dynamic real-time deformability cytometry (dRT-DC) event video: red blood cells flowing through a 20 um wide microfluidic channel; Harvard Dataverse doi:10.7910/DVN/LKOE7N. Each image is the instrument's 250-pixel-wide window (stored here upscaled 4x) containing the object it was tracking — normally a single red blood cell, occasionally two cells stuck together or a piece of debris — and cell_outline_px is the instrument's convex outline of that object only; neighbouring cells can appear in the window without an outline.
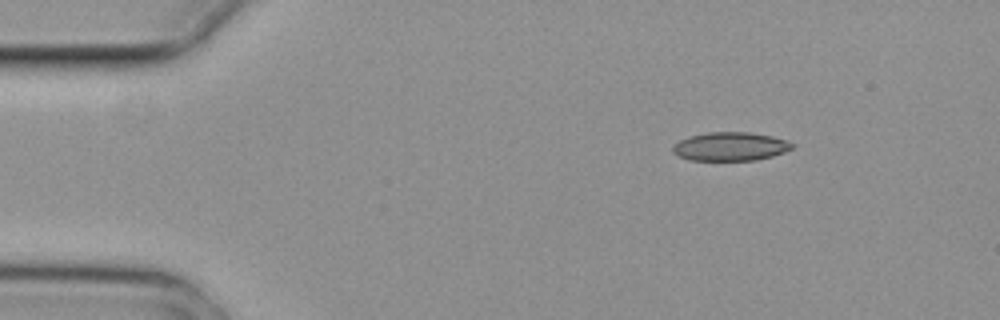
{"species": "common noctule bat (a hibernating species)", "species_latin": "Nyctalus noctula", "temperature_condition": "cold", "stored_images_in_passage": 4, "segment_of_instrument_passage": [1, 2], "camera_frame_rate_fps": 3000, "um_per_image_px": 0.085, "animal": {"sex": "female", "body_mass_g": 29.2, "forearm_length_mm": 56.3}, "frame": {"image": 1, "passage_image": 1, "time_ms": 0.0, "image_size_px": [1000, 320], "cell_outline_px": [[796, 144], [792, 148], [784, 152], [772, 156], [756, 160], [692, 160], [680, 156], [672, 152], [672, 148], [680, 140], [688, 136], [708, 132], [752, 132], [772, 136], [788, 140]], "centroid_in_image_um": [62.12, 12.44], "position_along_channel_um": 22.9, "area_um2": 19.94}}